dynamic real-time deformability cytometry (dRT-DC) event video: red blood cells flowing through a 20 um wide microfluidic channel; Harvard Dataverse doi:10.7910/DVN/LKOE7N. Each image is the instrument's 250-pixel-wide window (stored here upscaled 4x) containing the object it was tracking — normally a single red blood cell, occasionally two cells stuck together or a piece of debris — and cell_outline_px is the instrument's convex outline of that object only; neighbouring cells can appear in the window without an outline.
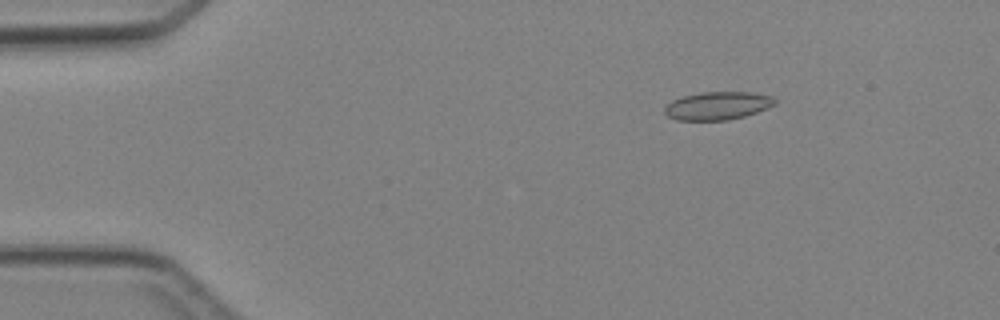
{"species": "Egyptian fruit bat (a non-hibernating species)", "species_latin": "Rousettus aegyptiacus", "temperature_condition": "cold", "stored_images_in_passage": 5, "camera_frame_rate_fps": 3000, "um_per_image_px": 0.085, "animal": {"sex": "female"}, "frame": {"image": 1, "passage_image": 2, "time_ms": 2.0, "image_size_px": [1000, 320], "cell_outline_px": [[776, 104], [768, 108], [744, 116], [728, 120], [676, 120], [668, 116], [664, 112], [664, 108], [672, 100], [684, 96], [700, 92], [752, 92], [772, 96], [776, 100]], "centroid_in_image_um": [61.01, 8.98], "position_along_channel_um": 24.0, "area_um2": 18.03}}
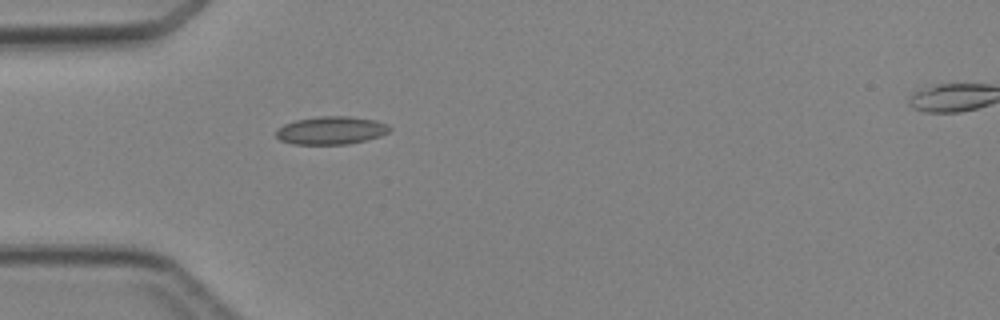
{"frame": {"image": 2, "passage_image": 4, "time_ms": 4.333, "image_size_px": [1000, 320], "cell_outline_px": [[392, 128], [388, 132], [380, 136], [348, 144], [292, 144], [280, 140], [276, 136], [276, 128], [284, 124], [296, 120], [320, 116], [348, 116], [376, 120], [388, 124]], "centroid_in_image_um": [28.13, 11.08], "position_along_channel_um": 56.9, "area_um2": 18.55}}